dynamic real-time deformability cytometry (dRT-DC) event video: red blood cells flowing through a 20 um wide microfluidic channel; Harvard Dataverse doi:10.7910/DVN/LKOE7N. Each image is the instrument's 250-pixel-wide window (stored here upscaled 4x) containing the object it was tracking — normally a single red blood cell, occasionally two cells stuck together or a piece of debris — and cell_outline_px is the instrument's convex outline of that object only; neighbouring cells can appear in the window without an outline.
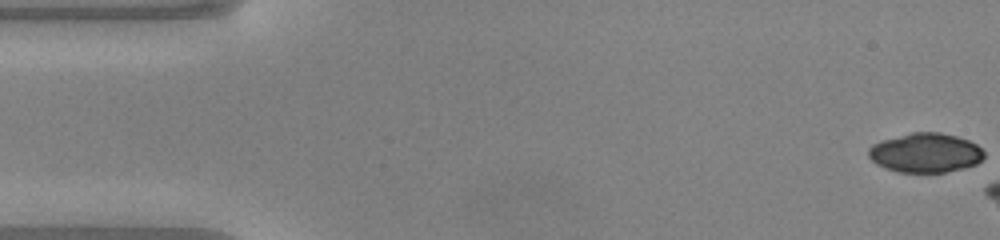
{"species": "common noctule bat (a hibernating species)", "species_latin": "Nyctalus noctula", "temperature_condition": "warm", "stored_images_in_passage": 8, "camera_frame_rate_fps": 3000, "um_per_image_px": 0.085, "animal": {"sex": "male", "body_mass_g": 20.0, "forearm_length_mm": 53.3}, "frame": {"image": 1, "passage_image": 1, "time_ms": 0.0, "image_size_px": [1000, 240], "cell_outline_px": [[984, 156], [976, 164], [964, 168], [944, 172], [900, 172], [884, 168], [876, 164], [868, 156], [868, 148], [872, 144], [880, 140], [912, 132], [940, 132], [956, 136], [968, 140], [976, 144], [984, 152]], "centroid_in_image_um": [78.63, 12.98], "position_along_channel_um": 6.4, "area_um2": 26.59}}